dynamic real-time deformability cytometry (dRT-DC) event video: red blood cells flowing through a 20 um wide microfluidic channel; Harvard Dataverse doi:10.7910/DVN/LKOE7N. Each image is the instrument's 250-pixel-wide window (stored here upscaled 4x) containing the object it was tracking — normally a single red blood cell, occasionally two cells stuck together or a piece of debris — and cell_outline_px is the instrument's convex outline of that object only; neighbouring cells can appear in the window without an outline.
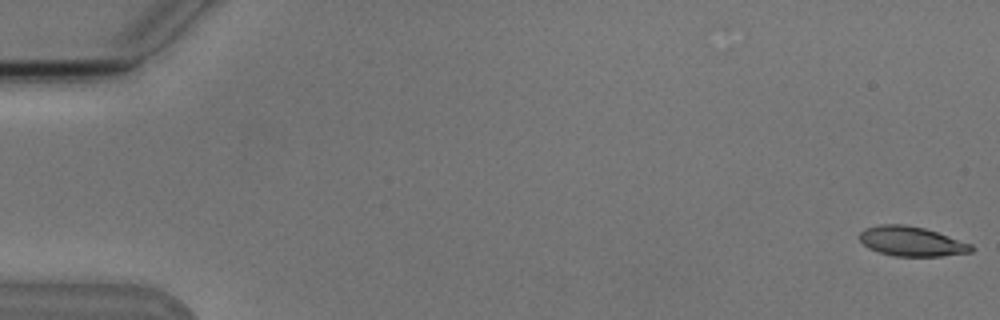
{"species": "Egyptian fruit bat (a non-hibernating species)", "species_latin": "Rousettus aegyptiacus", "temperature_condition": "cold", "stored_images_in_passage": 7, "camera_frame_rate_fps": 3000, "um_per_image_px": 0.085, "animal": {"sex": "male"}, "frame": {"image": 1, "passage_image": 1, "time_ms": 0.0, "image_size_px": [1000, 320], "cell_outline_px": [[976, 248], [972, 252], [940, 256], [892, 256], [868, 248], [860, 240], [860, 232], [864, 228], [880, 224], [904, 224], [924, 228], [972, 244]], "centroid_in_image_um": [77.48, 20.51], "position_along_channel_um": 7.5, "area_um2": 19.31}}
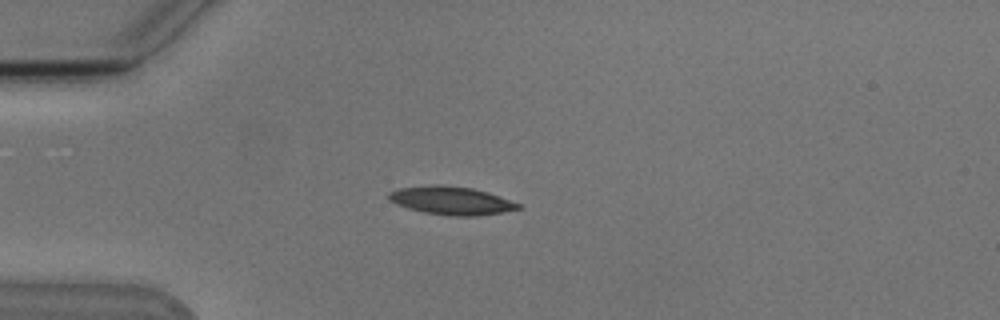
{"frame": {"image": 2, "passage_image": 5, "time_ms": 4.667, "image_size_px": [1000, 320], "cell_outline_px": [[520, 208], [504, 212], [476, 216], [448, 216], [424, 212], [408, 208], [396, 204], [388, 200], [388, 192], [400, 188], [428, 184], [440, 184], [472, 188], [488, 192], [520, 204]], "centroid_in_image_um": [38.32, 17.04], "position_along_channel_um": 46.7, "area_um2": 21.39}}